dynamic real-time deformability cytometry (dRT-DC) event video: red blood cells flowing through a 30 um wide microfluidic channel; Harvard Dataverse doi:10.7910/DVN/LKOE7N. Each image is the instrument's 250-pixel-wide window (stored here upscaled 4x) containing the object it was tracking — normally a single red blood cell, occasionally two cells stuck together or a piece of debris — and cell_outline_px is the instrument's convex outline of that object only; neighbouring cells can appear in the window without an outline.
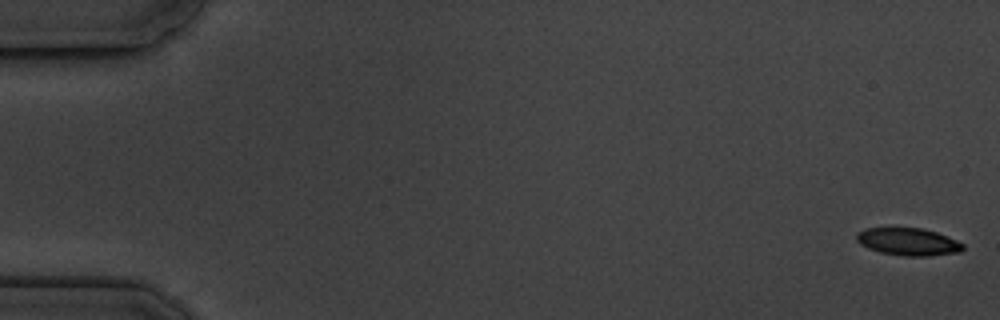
{"species": "common noctule bat (a hibernating species)", "species_latin": "Nyctalus noctula", "temperature_condition": "cold", "stored_images_in_passage": 17, "camera_frame_rate_fps": 3000, "um_per_image_px": 0.085, "animal": {"sex": "male", "body_mass_g": 19.5, "forearm_length_mm": 54.6}, "frame": {"image": 1, "passage_image": 1, "time_ms": 0.0, "image_size_px": [1000, 320], "cell_outline_px": [[964, 248], [960, 252], [928, 256], [904, 256], [880, 252], [868, 248], [860, 244], [856, 240], [856, 232], [864, 228], [924, 228], [936, 232], [956, 240], [964, 244]], "centroid_in_image_um": [77.18, 20.54], "position_along_channel_um": 7.8, "area_um2": 17.11}}
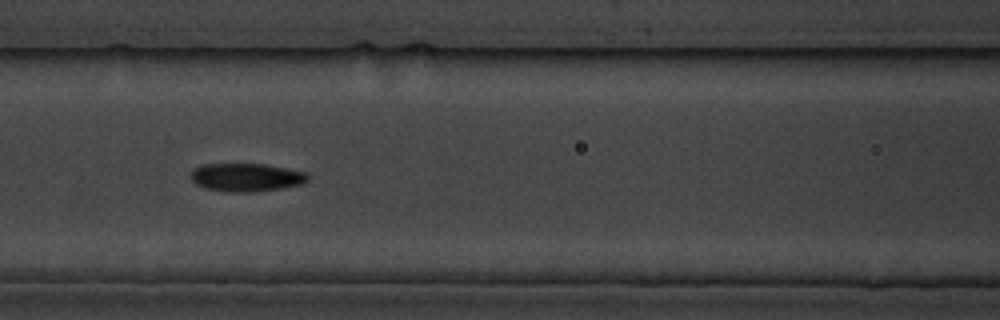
{"frame": {"image": 2, "passage_image": 8, "time_ms": 8.0, "image_size_px": [1000, 320], "cell_outline_px": [[308, 180], [304, 184], [284, 188], [256, 192], [224, 192], [204, 188], [196, 184], [192, 180], [192, 172], [200, 164], [264, 164], [304, 172], [308, 176]], "centroid_in_image_um": [20.94, 15.09], "position_along_channel_um": 145.7, "area_um2": 19.31}}
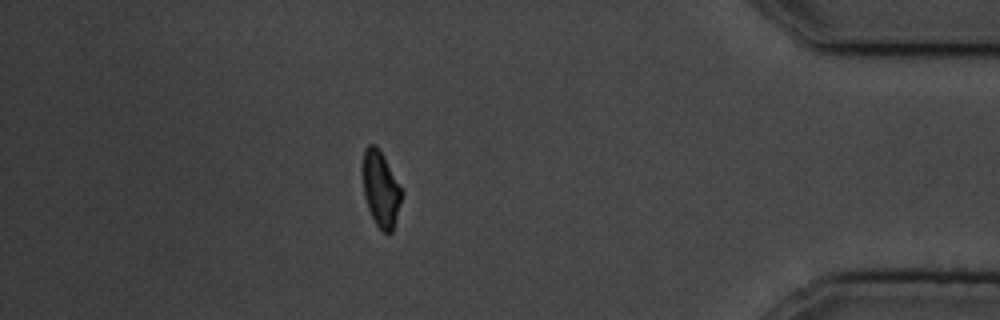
{"frame": {"image": 3, "passage_image": 15, "time_ms": 16.333, "image_size_px": [1000, 320], "cell_outline_px": [[404, 192], [392, 232], [384, 232], [376, 224], [368, 208], [364, 196], [364, 148], [368, 144], [376, 144], [384, 156], [404, 188]], "centroid_in_image_um": [32.42, 16.04], "position_along_channel_um": 402.8, "area_um2": 17.22}, "authors_computed_cell_mechanics": {"area_um2": 18.4382, "velocity_mm_per_s": 3.5506, "shape_relaxation_time_tau1_ms": 2.4666, "shape_relaxation_time_tau2_ms": null, "deformation_change_tau1": 0.0806, "deformation_change_tau2": null}}